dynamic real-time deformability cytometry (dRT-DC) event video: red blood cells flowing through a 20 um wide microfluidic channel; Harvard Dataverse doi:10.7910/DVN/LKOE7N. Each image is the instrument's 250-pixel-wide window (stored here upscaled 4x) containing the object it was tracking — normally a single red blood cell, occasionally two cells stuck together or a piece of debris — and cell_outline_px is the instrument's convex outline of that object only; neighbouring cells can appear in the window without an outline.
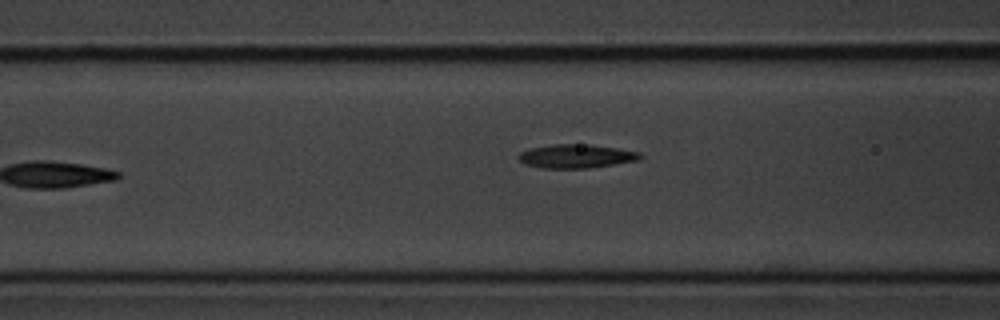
{"species": "common noctule bat (a hibernating species)", "species_latin": "Nyctalus noctula", "temperature_condition": "cold", "stored_images_in_passage": 7, "camera_frame_rate_fps": 3000, "um_per_image_px": 0.085, "animal": {"sex": "male", "body_mass_g": 20.1, "forearm_length_mm": 53.5}, "frame": {"image": 1, "passage_image": 7, "time_ms": 7.0, "image_size_px": [1000, 320], "cell_outline_px": [[644, 156], [640, 160], [588, 168], [544, 168], [524, 164], [516, 156], [520, 152], [532, 148], [552, 144], [588, 144], [616, 148], [640, 152]], "centroid_in_image_um": [48.99, 13.27], "position_along_channel_um": 117.6, "area_um2": 16.82}}